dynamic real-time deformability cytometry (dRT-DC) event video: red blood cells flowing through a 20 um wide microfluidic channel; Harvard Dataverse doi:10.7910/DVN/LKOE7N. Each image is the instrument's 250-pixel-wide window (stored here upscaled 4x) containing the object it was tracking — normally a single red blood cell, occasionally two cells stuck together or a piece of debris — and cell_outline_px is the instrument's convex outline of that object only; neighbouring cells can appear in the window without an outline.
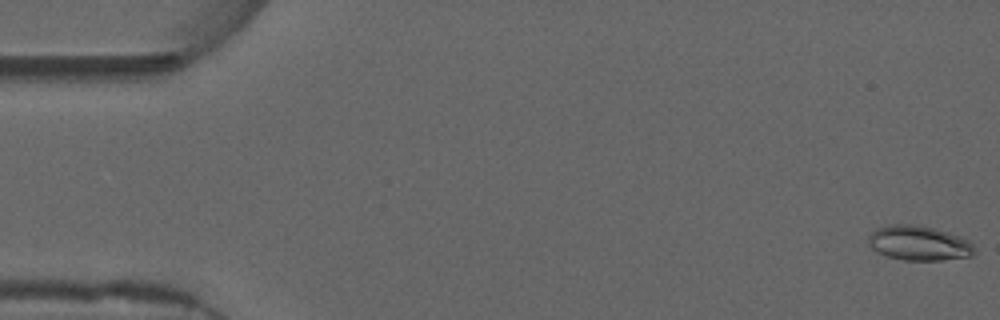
{"species": "common noctule bat (a hibernating species)", "species_latin": "Nyctalus noctula", "temperature_condition": "warm", "stored_images_in_passage": 55, "camera_frame_rate_fps": 3000, "um_per_image_px": 0.085, "animal": {"sex": "male", "forearm_length_mm": 52.5}, "frame": {"image": 1, "passage_image": 1, "time_ms": 0.0, "image_size_px": [1000, 320], "cell_outline_px": [[976, 252], [972, 256], [940, 260], [904, 260], [888, 256], [876, 252], [868, 244], [868, 236], [876, 228], [892, 224], [916, 224], [936, 228], [960, 236], [968, 240], [972, 244]], "centroid_in_image_um": [78.1, 20.65], "position_along_channel_um": 6.9, "area_um2": 21.62}}
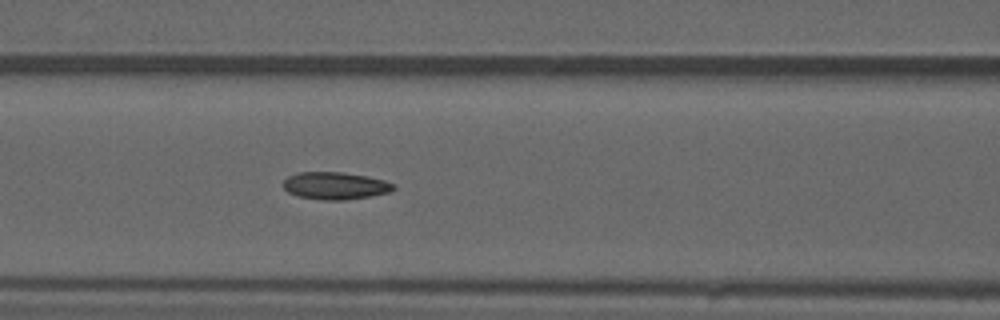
{"frame": {"image": 2, "passage_image": 23, "time_ms": 7.333, "image_size_px": [1000, 320], "cell_outline_px": [[396, 188], [388, 192], [368, 196], [344, 200], [324, 200], [296, 196], [288, 192], [284, 188], [284, 180], [288, 176], [296, 172], [344, 172], [368, 176], [384, 180], [396, 184]], "centroid_in_image_um": [28.49, 15.77], "position_along_channel_um": 138.1, "area_um2": 17.63}}
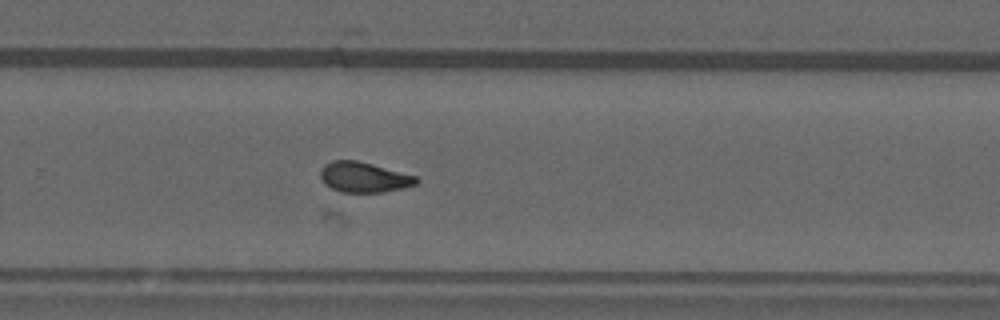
{"frame": {"image": 3, "passage_image": 36, "time_ms": 11.667, "image_size_px": [1000, 320], "cell_outline_px": [[420, 180], [416, 184], [404, 188], [380, 192], [340, 192], [324, 184], [320, 176], [320, 168], [324, 164], [332, 160], [356, 160], [372, 164], [416, 176]], "centroid_in_image_um": [30.9, 15.06], "position_along_channel_um": 298.9, "area_um2": 16.94}, "authors_computed_cell_mechanics": {"area_um2": 17.1666, "velocity_mm_per_s": 3.7235, "shape_relaxation_time_tau1_ms": null, "shape_relaxation_time_tau2_ms": 2.5178, "deformation_change_tau1": null, "deformation_change_tau2": 0.088}}